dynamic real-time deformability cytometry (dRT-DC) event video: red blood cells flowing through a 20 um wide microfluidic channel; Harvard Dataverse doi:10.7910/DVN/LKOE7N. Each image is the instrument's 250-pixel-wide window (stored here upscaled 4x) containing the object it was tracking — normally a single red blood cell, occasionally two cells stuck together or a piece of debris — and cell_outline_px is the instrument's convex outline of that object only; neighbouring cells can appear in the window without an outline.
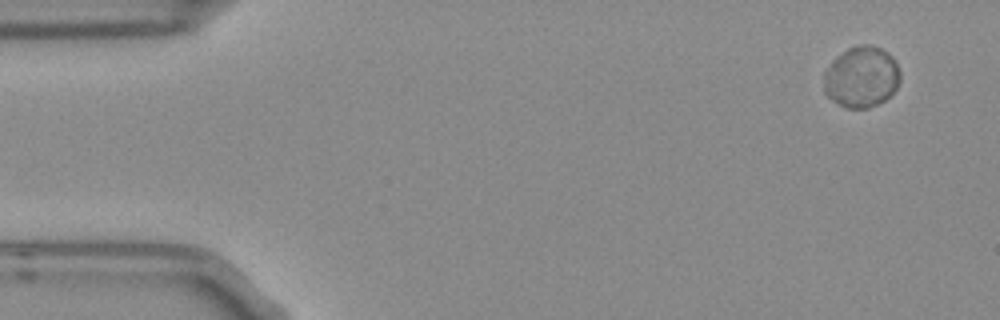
{"species": "Egyptian fruit bat (a non-hibernating species)", "species_latin": "Rousettus aegyptiacus", "temperature_condition": "room temperature", "stored_images_in_passage": 5, "camera_frame_rate_fps": 3000, "um_per_image_px": 0.085, "frame": {"image": 1, "passage_image": 1, "time_ms": 0.0, "image_size_px": [1000, 320], "cell_outline_px": [[900, 80], [896, 88], [884, 100], [868, 108], [844, 108], [832, 100], [824, 92], [824, 72], [832, 60], [836, 56], [848, 48], [860, 44], [872, 44], [888, 52], [892, 56], [900, 72]], "centroid_in_image_um": [73.2, 6.53], "position_along_channel_um": 11.8, "area_um2": 27.28}}
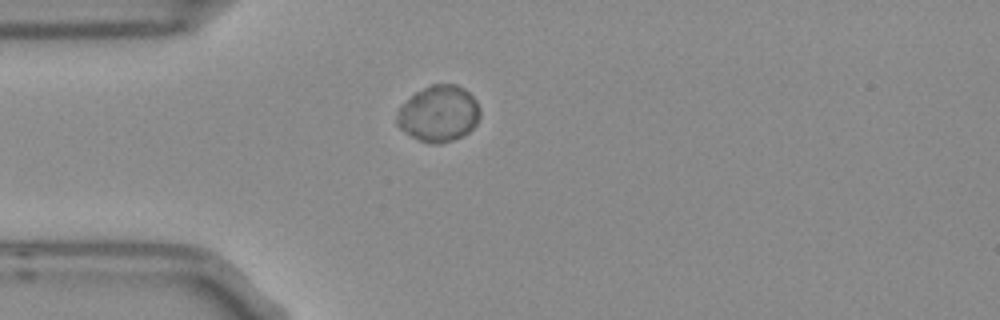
{"frame": {"image": 2, "passage_image": 4, "time_ms": 1.0, "image_size_px": [1000, 320], "cell_outline_px": [[480, 116], [476, 124], [468, 132], [452, 140], [440, 144], [432, 144], [420, 140], [412, 136], [400, 128], [396, 124], [396, 116], [400, 108], [416, 92], [432, 84], [456, 84], [464, 88], [476, 100], [480, 108]], "centroid_in_image_um": [37.31, 9.66], "position_along_channel_um": 47.7, "area_um2": 26.93}}